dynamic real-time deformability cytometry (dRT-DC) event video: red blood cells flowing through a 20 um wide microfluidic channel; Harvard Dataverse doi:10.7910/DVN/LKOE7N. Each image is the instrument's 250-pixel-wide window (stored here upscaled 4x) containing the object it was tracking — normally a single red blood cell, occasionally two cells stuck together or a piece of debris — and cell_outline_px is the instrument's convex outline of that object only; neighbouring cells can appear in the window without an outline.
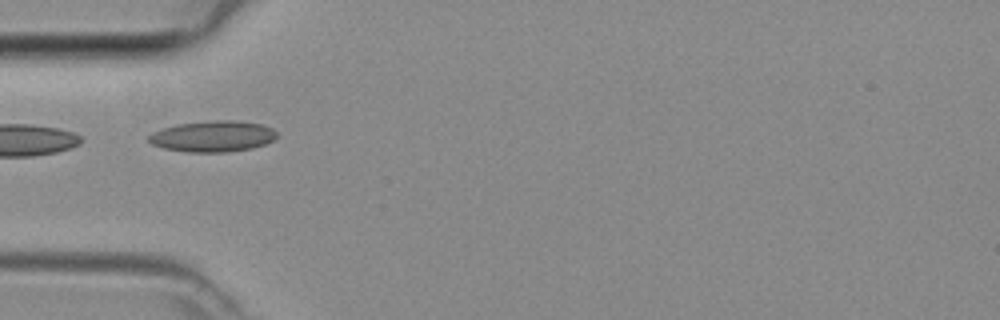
{"species": "common noctule bat (a hibernating species)", "species_latin": "Nyctalus noctula", "temperature_condition": "room temperature", "stored_images_in_passage": 5, "camera_frame_rate_fps": 3000, "um_per_image_px": 0.085, "animal": {"sex": "female", "body_mass_g": 29.2, "forearm_length_mm": 56.3}, "frame": {"image": 1, "passage_image": 1, "time_ms": 0.0, "image_size_px": [1000, 320], "cell_outline_px": [[276, 136], [272, 140], [264, 144], [252, 148], [228, 152], [188, 152], [164, 148], [152, 144], [148, 140], [148, 136], [152, 132], [176, 124], [208, 120], [232, 120], [260, 124], [272, 128], [276, 132]], "centroid_in_image_um": [18.06, 11.58], "position_along_channel_um": 66.9, "area_um2": 23.12}}